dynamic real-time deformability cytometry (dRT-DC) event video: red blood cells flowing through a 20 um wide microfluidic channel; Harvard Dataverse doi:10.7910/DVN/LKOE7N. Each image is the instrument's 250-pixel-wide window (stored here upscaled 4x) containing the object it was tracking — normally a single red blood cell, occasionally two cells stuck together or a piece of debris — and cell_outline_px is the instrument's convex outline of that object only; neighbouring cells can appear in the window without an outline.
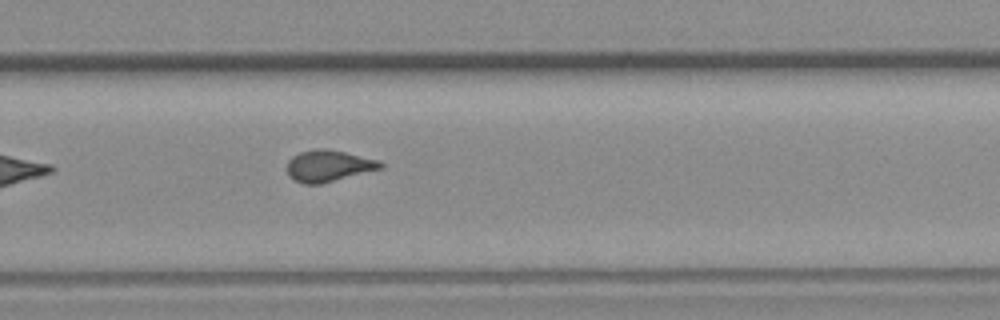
{"species": "common noctule bat (a hibernating species)", "species_latin": "Nyctalus noctula", "temperature_condition": "room temperature", "stored_images_in_passage": 8, "camera_frame_rate_fps": 3000, "um_per_image_px": 0.085, "animal": {"sex": "female", "body_mass_g": 19.3, "forearm_length_mm": 54.1}, "frame": {"image": 1, "passage_image": 8, "time_ms": 8.333, "image_size_px": [1000, 320], "cell_outline_px": [[384, 168], [320, 184], [304, 184], [288, 176], [288, 160], [292, 156], [300, 152], [316, 148], [324, 148], [344, 152], [380, 160], [384, 164]], "centroid_in_image_um": [27.95, 14.09], "position_along_channel_um": 301.9, "area_um2": 17.17}}